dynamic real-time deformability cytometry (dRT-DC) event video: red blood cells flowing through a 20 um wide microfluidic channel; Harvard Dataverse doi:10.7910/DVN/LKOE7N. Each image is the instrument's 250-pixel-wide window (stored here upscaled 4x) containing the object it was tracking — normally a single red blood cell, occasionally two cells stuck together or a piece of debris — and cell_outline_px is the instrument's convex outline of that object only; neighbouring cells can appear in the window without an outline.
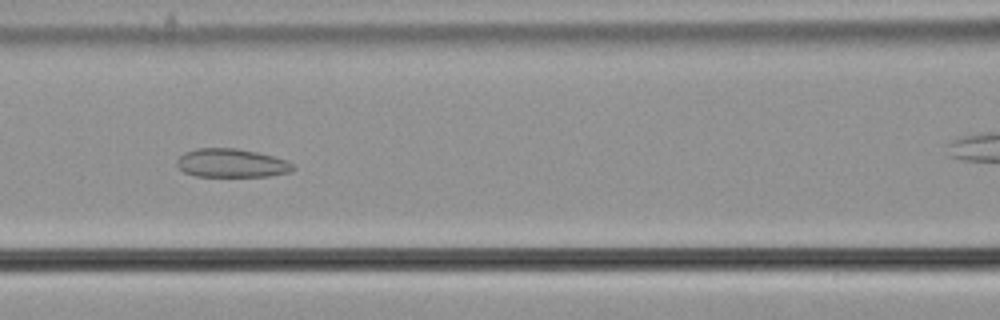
{"species": "common noctule bat (a hibernating species)", "species_latin": "Nyctalus noctula", "temperature_condition": "cold", "stored_images_in_passage": 43, "camera_frame_rate_fps": 3000, "um_per_image_px": 0.085, "animal": {"sex": "male", "body_mass_g": 21.5, "forearm_length_mm": 52.0}, "frame": {"image": 1, "passage_image": 22, "time_ms": 7.0, "image_size_px": [1000, 320], "cell_outline_px": [[296, 168], [292, 172], [268, 176], [196, 176], [184, 172], [176, 168], [176, 160], [184, 152], [196, 148], [236, 148], [256, 152], [288, 160], [296, 164]], "centroid_in_image_um": [19.69, 13.86], "position_along_channel_um": 146.9, "area_um2": 19.65}}
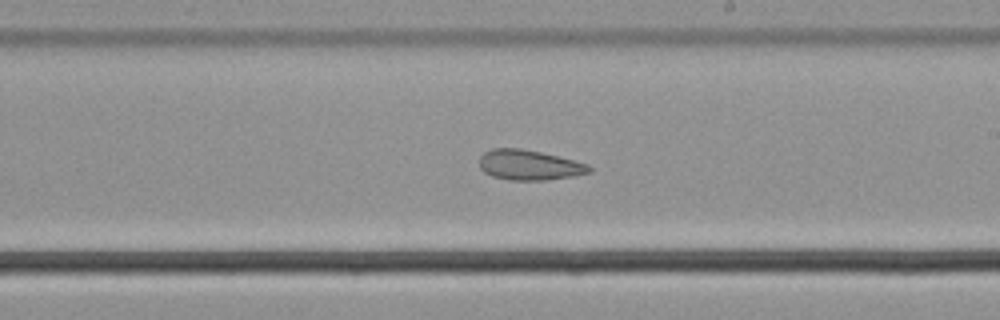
{"frame": {"image": 2, "passage_image": 30, "time_ms": 9.667, "image_size_px": [1000, 320], "cell_outline_px": [[592, 172], [572, 176], [544, 180], [508, 180], [492, 176], [484, 172], [480, 168], [480, 156], [484, 152], [492, 148], [520, 148], [540, 152], [588, 164], [592, 168]], "centroid_in_image_um": [44.96, 14.03], "position_along_channel_um": 244.0, "area_um2": 19.19}}
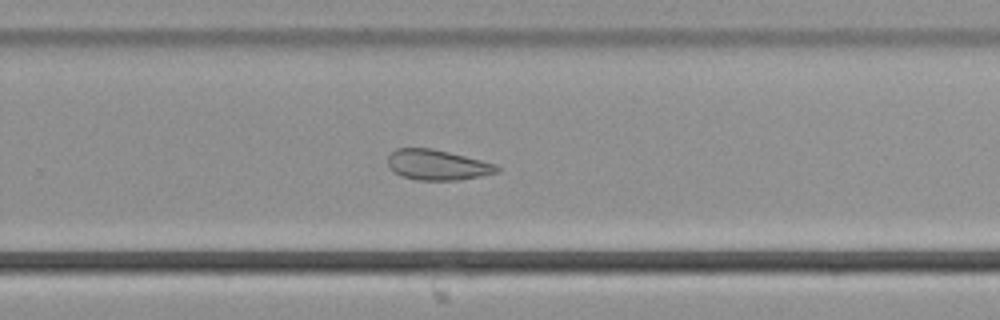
{"frame": {"image": 3, "passage_image": 34, "time_ms": 11.0, "image_size_px": [1000, 320], "cell_outline_px": [[500, 172], [456, 180], [416, 180], [400, 176], [392, 172], [388, 164], [388, 156], [396, 148], [432, 148], [496, 164], [500, 168]], "centroid_in_image_um": [37.13, 14.02], "position_along_channel_um": 292.7, "area_um2": 19.25}}